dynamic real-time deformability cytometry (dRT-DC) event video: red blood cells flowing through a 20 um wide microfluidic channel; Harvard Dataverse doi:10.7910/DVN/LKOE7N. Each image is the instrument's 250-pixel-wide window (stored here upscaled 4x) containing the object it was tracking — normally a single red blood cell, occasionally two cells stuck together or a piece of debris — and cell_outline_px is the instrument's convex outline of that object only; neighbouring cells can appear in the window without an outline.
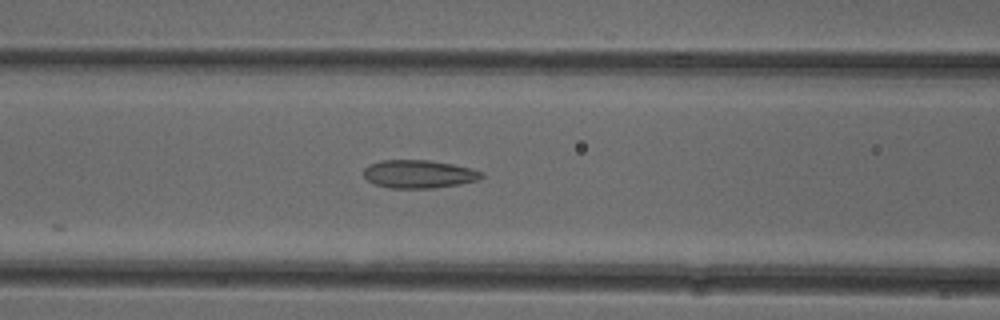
{"species": "common noctule bat (a hibernating species)", "species_latin": "Nyctalus noctula", "temperature_condition": "cold", "stored_images_in_passage": 20, "camera_frame_rate_fps": 3000, "um_per_image_px": 0.085, "animal": {"sex": "female"}, "frame": {"image": 1, "passage_image": 13, "time_ms": 4.0, "image_size_px": [1000, 320], "cell_outline_px": [[484, 176], [480, 180], [460, 184], [432, 188], [392, 188], [376, 184], [368, 180], [364, 176], [364, 168], [368, 164], [380, 160], [428, 160], [452, 164], [472, 168], [484, 172]], "centroid_in_image_um": [35.64, 14.79], "position_along_channel_um": 131.0, "area_um2": 19.42}}
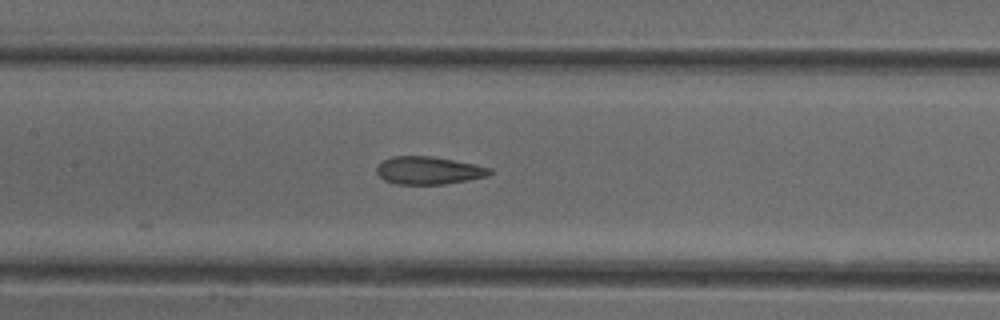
{"frame": {"image": 2, "passage_image": 16, "time_ms": 5.0, "image_size_px": [1000, 320], "cell_outline_px": [[492, 172], [488, 176], [468, 180], [444, 184], [396, 184], [384, 180], [376, 172], [376, 168], [384, 160], [392, 156], [432, 156], [476, 164], [492, 168]], "centroid_in_image_um": [36.46, 14.49], "position_along_channel_um": 170.9, "area_um2": 18.32}}
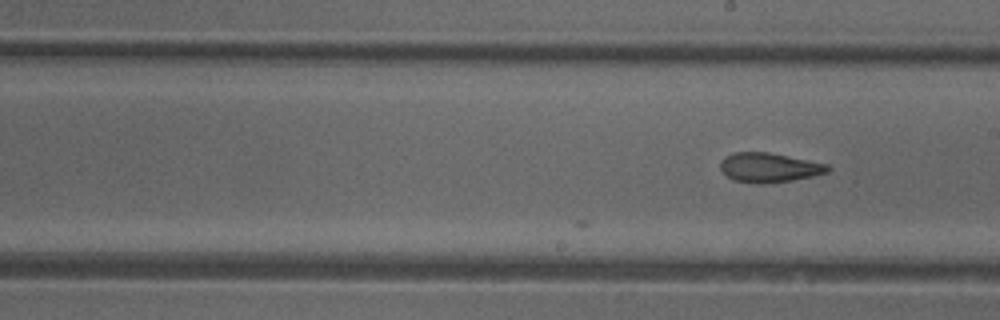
{"frame": {"image": 3, "passage_image": 20, "time_ms": 6.333, "image_size_px": [1000, 320], "cell_outline_px": [[832, 168], [828, 172], [812, 176], [792, 180], [760, 184], [732, 180], [720, 168], [720, 164], [724, 156], [732, 152], [768, 152], [828, 164]], "centroid_in_image_um": [65.37, 14.23], "position_along_channel_um": 223.6, "area_um2": 18.38}}